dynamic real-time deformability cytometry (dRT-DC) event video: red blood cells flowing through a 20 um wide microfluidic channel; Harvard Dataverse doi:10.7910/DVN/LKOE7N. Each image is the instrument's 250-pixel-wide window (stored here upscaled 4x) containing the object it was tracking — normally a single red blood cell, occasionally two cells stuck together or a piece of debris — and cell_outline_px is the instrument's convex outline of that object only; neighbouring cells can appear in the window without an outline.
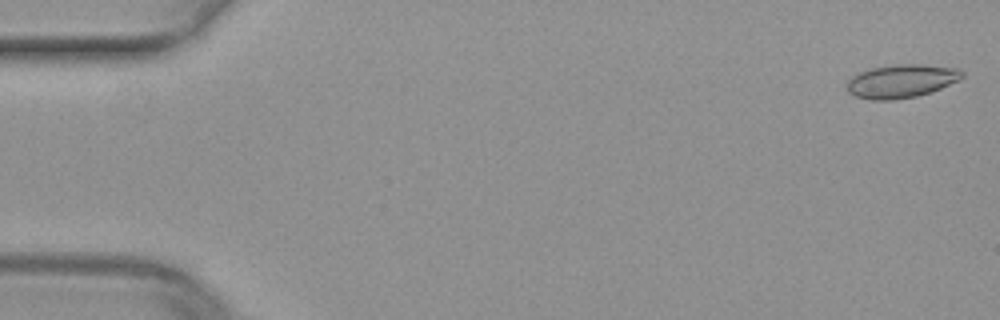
{"species": "common noctule bat (a hibernating species)", "species_latin": "Nyctalus noctula", "temperature_condition": "warm", "stored_images_in_passage": 13, "camera_frame_rate_fps": 3000, "um_per_image_px": 0.085, "animal": {"sex": "female", "body_mass_g": 29.2, "forearm_length_mm": 56.3}, "frame": {"image": 1, "passage_image": 1, "time_ms": 0.0, "image_size_px": [1000, 320], "cell_outline_px": [[964, 76], [960, 80], [940, 88], [916, 96], [892, 100], [872, 100], [856, 96], [848, 92], [848, 80], [852, 76], [860, 72], [872, 68], [896, 64], [924, 64], [956, 68], [964, 72]], "centroid_in_image_um": [76.63, 6.88], "position_along_channel_um": 8.4, "area_um2": 22.25}}
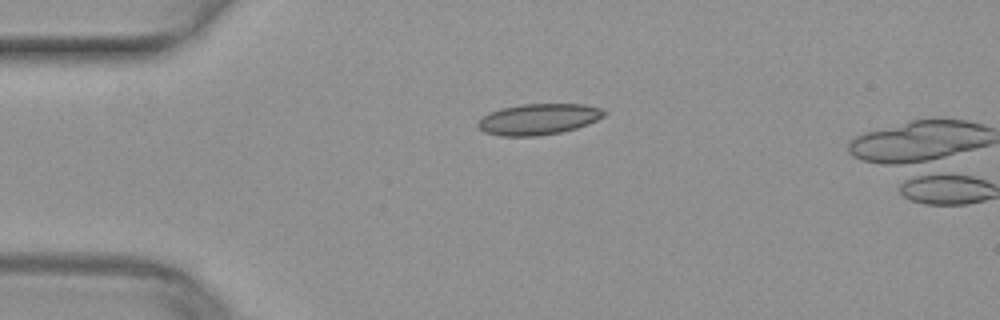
{"frame": {"image": 2, "passage_image": 12, "time_ms": 3.667, "image_size_px": [1000, 320], "cell_outline_px": [[608, 112], [604, 116], [588, 124], [576, 128], [560, 132], [536, 136], [500, 136], [484, 132], [476, 124], [488, 112], [500, 108], [520, 104], [584, 104], [600, 108]], "centroid_in_image_um": [45.76, 10.12], "position_along_channel_um": 39.2, "area_um2": 22.83}}